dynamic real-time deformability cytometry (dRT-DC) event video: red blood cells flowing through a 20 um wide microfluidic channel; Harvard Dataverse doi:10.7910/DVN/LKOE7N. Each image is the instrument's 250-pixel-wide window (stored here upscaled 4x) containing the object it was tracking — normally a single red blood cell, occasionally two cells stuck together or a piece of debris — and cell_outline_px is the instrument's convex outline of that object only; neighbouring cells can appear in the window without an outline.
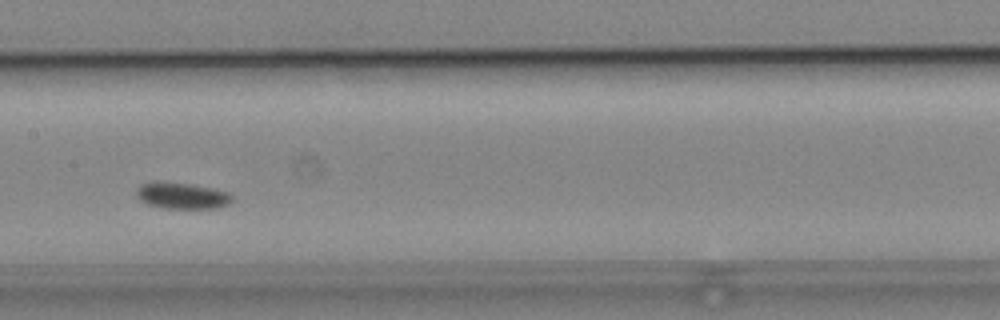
{"species": "common noctule bat (a hibernating species)", "species_latin": "Nyctalus noctula", "temperature_condition": "cold", "stored_images_in_passage": 13, "camera_frame_rate_fps": 3000, "um_per_image_px": 0.085, "animal": {"sex": "male", "body_mass_g": 19.2, "forearm_length_mm": 51.8}, "frame": {"image": 1, "passage_image": 6, "time_ms": 6.667, "image_size_px": [1000, 320], "cell_outline_px": [[232, 200], [228, 204], [220, 208], [160, 208], [148, 204], [140, 200], [136, 196], [136, 188], [140, 184], [188, 184], [212, 188], [228, 192], [232, 196]], "centroid_in_image_um": [15.5, 16.68], "position_along_channel_um": 191.9, "area_um2": 14.16}}
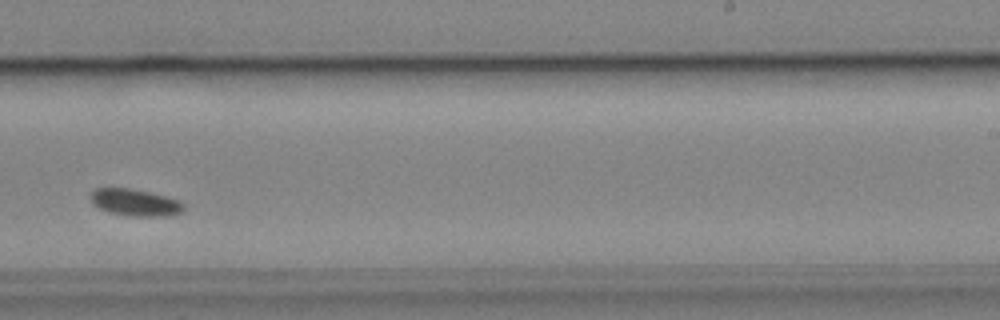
{"frame": {"image": 2, "passage_image": 8, "time_ms": 9.0, "image_size_px": [1000, 320], "cell_outline_px": [[184, 212], [164, 216], [128, 216], [108, 212], [92, 204], [88, 196], [96, 188], [128, 188], [148, 192], [180, 200], [184, 204]], "centroid_in_image_um": [11.47, 17.22], "position_along_channel_um": 277.5, "area_um2": 14.68}}